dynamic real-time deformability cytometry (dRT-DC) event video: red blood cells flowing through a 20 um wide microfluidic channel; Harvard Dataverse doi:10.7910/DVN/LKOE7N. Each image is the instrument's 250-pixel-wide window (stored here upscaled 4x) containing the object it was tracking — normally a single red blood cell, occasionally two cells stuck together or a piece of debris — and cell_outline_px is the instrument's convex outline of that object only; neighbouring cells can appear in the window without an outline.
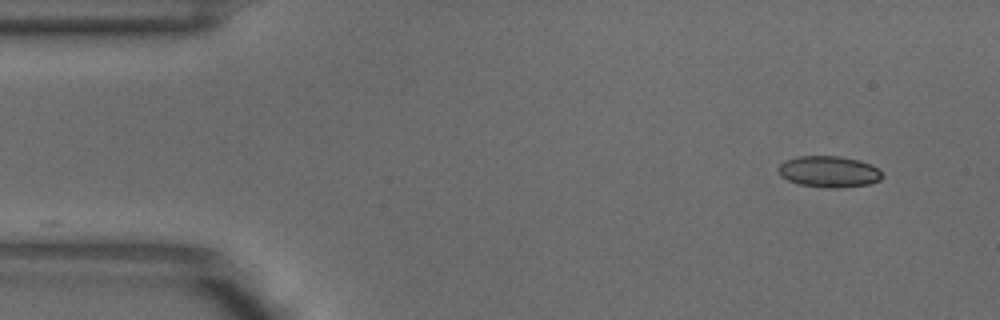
{"species": "common noctule bat (a hibernating species)", "species_latin": "Nyctalus noctula", "temperature_condition": "warm", "stored_images_in_passage": 6, "camera_frame_rate_fps": 3000, "um_per_image_px": 0.085, "animal": {"sex": "male", "body_mass_g": 18.8}, "frame": {"image": 1, "passage_image": 1, "time_ms": 0.0, "image_size_px": [1000, 320], "cell_outline_px": [[884, 176], [880, 180], [868, 184], [836, 188], [828, 188], [800, 184], [788, 180], [780, 176], [776, 168], [784, 160], [800, 156], [840, 156], [872, 164]], "centroid_in_image_um": [70.42, 14.59], "position_along_channel_um": 14.6, "area_um2": 18.9}}
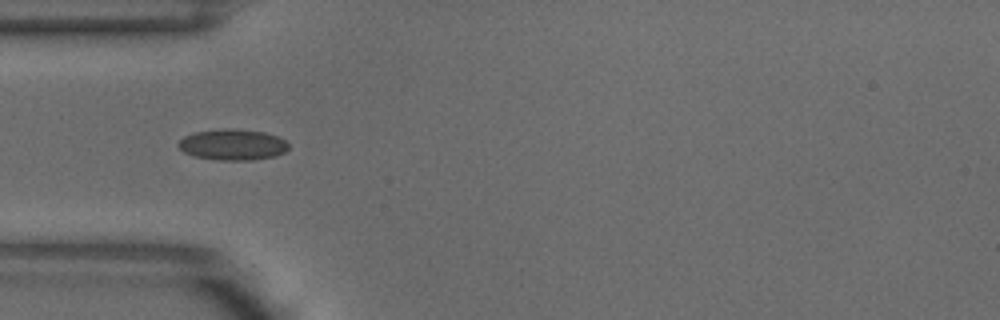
{"frame": {"image": 2, "passage_image": 4, "time_ms": 1.0, "image_size_px": [1000, 320], "cell_outline_px": [[288, 148], [284, 152], [276, 156], [252, 160], [216, 160], [192, 156], [184, 152], [176, 144], [184, 136], [196, 132], [224, 128], [236, 128], [264, 132], [276, 136], [284, 140], [288, 144]], "centroid_in_image_um": [19.76, 12.3], "position_along_channel_um": 65.2, "area_um2": 20.0}}